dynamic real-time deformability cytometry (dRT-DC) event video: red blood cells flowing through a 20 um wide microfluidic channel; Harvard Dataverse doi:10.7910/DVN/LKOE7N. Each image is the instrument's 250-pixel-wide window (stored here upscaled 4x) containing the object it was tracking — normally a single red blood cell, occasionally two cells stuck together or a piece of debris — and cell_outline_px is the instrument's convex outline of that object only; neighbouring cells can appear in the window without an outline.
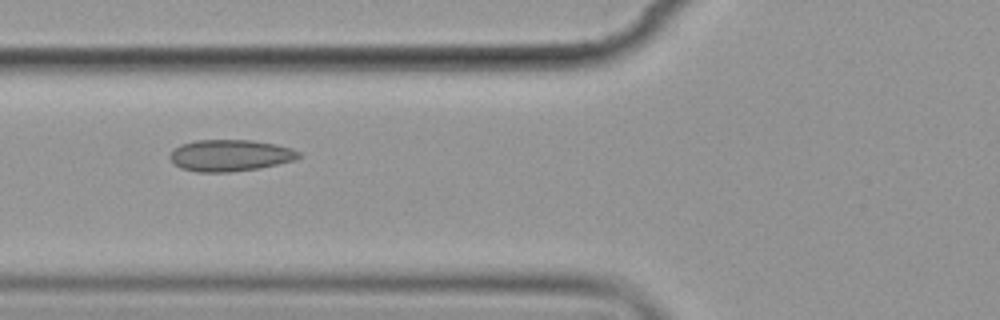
{"species": "common noctule bat (a hibernating species)", "species_latin": "Nyctalus noctula", "temperature_condition": "cold", "stored_images_in_passage": 8, "camera_frame_rate_fps": 3000, "um_per_image_px": 0.085, "animal": {"sex": "female", "body_mass_g": 19.9}, "frame": {"image": 1, "passage_image": 7, "time_ms": 7.0, "image_size_px": [1000, 320], "cell_outline_px": [[300, 156], [296, 160], [260, 168], [228, 172], [196, 172], [180, 168], [168, 156], [180, 144], [196, 140], [252, 140], [276, 144], [292, 148], [300, 152]], "centroid_in_image_um": [19.58, 13.21], "position_along_channel_um": 106.2, "area_um2": 23.76}}
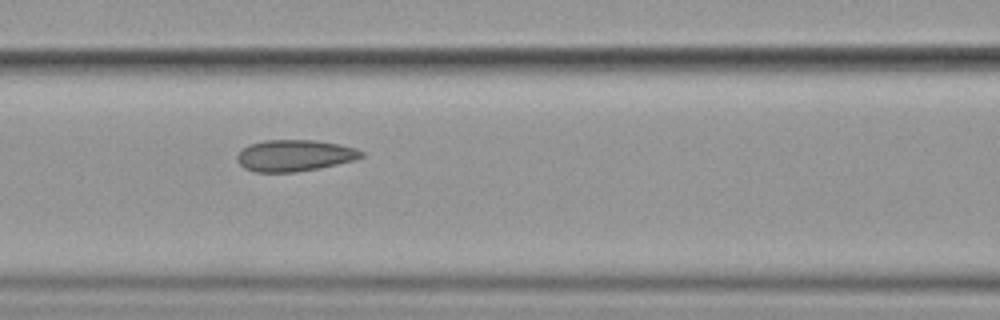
{"frame": {"image": 2, "passage_image": 8, "time_ms": 8.0, "image_size_px": [1000, 320], "cell_outline_px": [[364, 156], [352, 160], [320, 168], [296, 172], [256, 172], [244, 168], [236, 160], [236, 156], [244, 148], [252, 144], [264, 140], [316, 140], [340, 144], [356, 148], [364, 152]], "centroid_in_image_um": [25.05, 13.22], "position_along_channel_um": 141.6, "area_um2": 22.72}}